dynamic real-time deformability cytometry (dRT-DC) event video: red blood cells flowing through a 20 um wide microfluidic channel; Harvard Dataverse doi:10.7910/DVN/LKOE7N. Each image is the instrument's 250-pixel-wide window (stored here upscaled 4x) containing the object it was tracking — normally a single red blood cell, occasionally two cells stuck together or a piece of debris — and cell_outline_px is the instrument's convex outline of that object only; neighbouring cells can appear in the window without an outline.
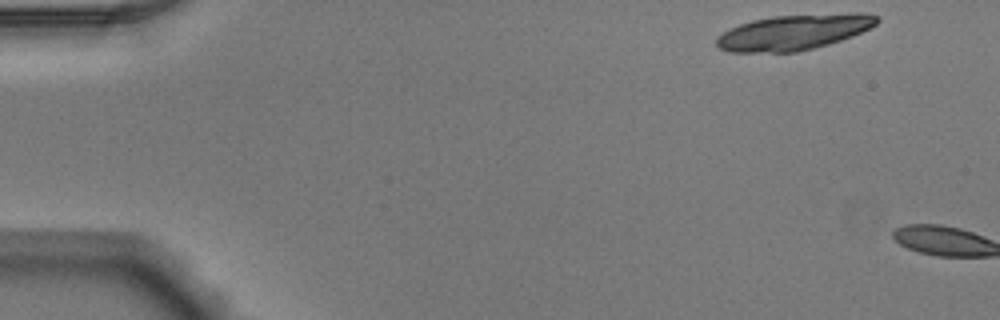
{"species": "Egyptian fruit bat (a non-hibernating species)", "species_latin": "Rousettus aegyptiacus", "temperature_condition": "warm", "stored_images_in_passage": 3, "camera_frame_rate_fps": 3000, "um_per_image_px": 0.085, "animal": {"sex": "male"}, "frame": {"image": 1, "passage_image": 1, "time_ms": 0.0, "image_size_px": [1000, 320], "cell_outline_px": [[880, 20], [872, 28], [852, 36], [828, 44], [796, 52], [728, 52], [720, 48], [716, 44], [716, 36], [740, 24], [752, 20], [772, 16], [856, 12], [864, 12], [876, 16]], "centroid_in_image_um": [67.5, 2.72], "position_along_channel_um": 17.5, "area_um2": 33.18}}